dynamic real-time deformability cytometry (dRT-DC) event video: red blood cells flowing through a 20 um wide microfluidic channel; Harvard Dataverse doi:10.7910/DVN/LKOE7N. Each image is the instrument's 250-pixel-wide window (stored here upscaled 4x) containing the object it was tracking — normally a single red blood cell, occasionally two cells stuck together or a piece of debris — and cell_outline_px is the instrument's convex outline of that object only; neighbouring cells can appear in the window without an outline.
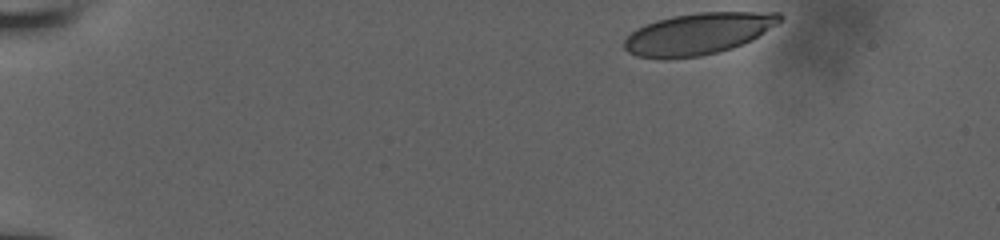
{"species": "human", "species_latin": "Homo sapiens", "temperature_condition": "room temperature", "stored_images_in_passage": 51, "camera_frame_rate_fps": 3000, "um_per_image_px": 0.085, "donor": {"sex": "male"}, "frame": {"image": 1, "passage_image": 1, "time_ms": 0.0, "image_size_px": [1000, 240], "cell_outline_px": [[784, 16], [776, 24], [752, 40], [732, 48], [700, 56], [668, 60], [664, 60], [636, 56], [628, 52], [624, 48], [624, 40], [636, 28], [644, 24], [656, 20], [672, 16], [696, 12], [780, 12]], "centroid_in_image_um": [59.31, 2.87], "position_along_channel_um": 25.7, "area_um2": 37.97}}
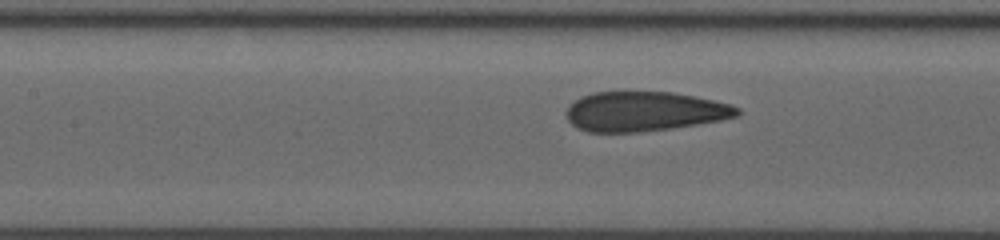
{"frame": {"image": 2, "passage_image": 26, "time_ms": 6.333, "image_size_px": [1000, 240], "cell_outline_px": [[740, 116], [720, 120], [672, 128], [640, 132], [588, 132], [576, 128], [568, 120], [564, 112], [568, 104], [580, 96], [592, 92], [672, 92], [732, 104], [740, 108]], "centroid_in_image_um": [54.73, 9.47], "position_along_channel_um": 152.7, "area_um2": 39.77}}
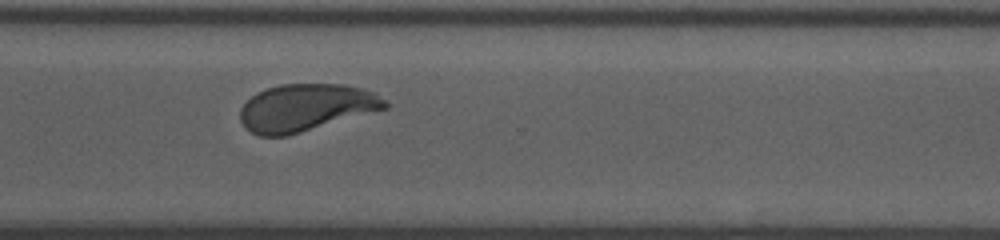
{"frame": {"image": 3, "passage_image": 50, "time_ms": 11.333, "image_size_px": [1000, 240], "cell_outline_px": [[388, 108], [288, 136], [260, 136], [244, 128], [240, 120], [240, 108], [256, 92], [280, 84], [344, 84], [376, 92], [388, 104]], "centroid_in_image_um": [25.99, 9.15], "position_along_channel_um": 344.6, "area_um2": 40.0}}